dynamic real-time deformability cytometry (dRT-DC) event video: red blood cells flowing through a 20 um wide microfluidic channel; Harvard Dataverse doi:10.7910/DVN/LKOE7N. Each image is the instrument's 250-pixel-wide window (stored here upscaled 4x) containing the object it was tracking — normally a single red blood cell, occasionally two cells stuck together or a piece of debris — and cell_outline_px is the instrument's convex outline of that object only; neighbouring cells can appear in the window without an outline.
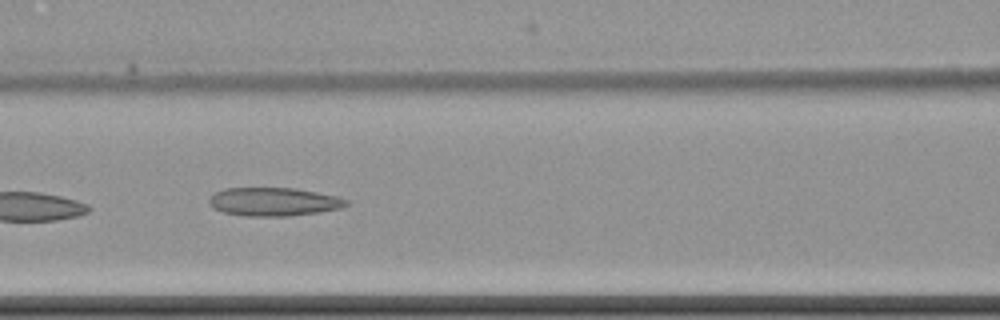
{"species": "common noctule bat (a hibernating species)", "species_latin": "Nyctalus noctula", "temperature_condition": "cold", "stored_images_in_passage": 10, "camera_frame_rate_fps": 3000, "um_per_image_px": 0.085, "animal": {"sex": "female", "body_mass_g": 22.7, "forearm_length_mm": 54.2}, "frame": {"image": 1, "passage_image": 7, "time_ms": 7.333, "image_size_px": [1000, 320], "cell_outline_px": [[348, 204], [340, 208], [320, 212], [288, 216], [244, 216], [224, 212], [212, 208], [208, 204], [208, 196], [224, 188], [296, 188], [336, 196], [348, 200]], "centroid_in_image_um": [23.21, 17.15], "position_along_channel_um": 143.4, "area_um2": 22.83}}
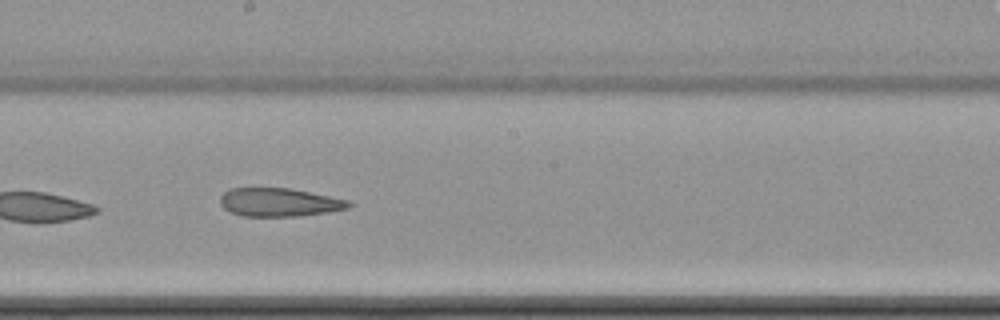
{"frame": {"image": 2, "passage_image": 9, "time_ms": 9.667, "image_size_px": [1000, 320], "cell_outline_px": [[356, 204], [348, 208], [328, 212], [300, 216], [240, 216], [224, 208], [220, 204], [220, 196], [228, 188], [292, 188], [348, 200]], "centroid_in_image_um": [23.75, 17.19], "position_along_channel_um": 224.5, "area_um2": 21.44}}
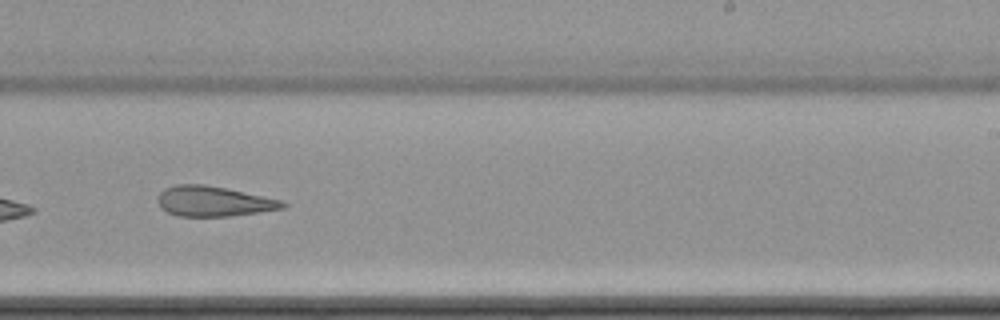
{"frame": {"image": 3, "passage_image": 10, "time_ms": 11.0, "image_size_px": [1000, 320], "cell_outline_px": [[288, 204], [284, 208], [228, 216], [180, 216], [168, 212], [160, 208], [156, 200], [160, 192], [164, 188], [176, 184], [204, 184], [284, 200]], "centroid_in_image_um": [18.12, 17.1], "position_along_channel_um": 270.9, "area_um2": 21.91}}